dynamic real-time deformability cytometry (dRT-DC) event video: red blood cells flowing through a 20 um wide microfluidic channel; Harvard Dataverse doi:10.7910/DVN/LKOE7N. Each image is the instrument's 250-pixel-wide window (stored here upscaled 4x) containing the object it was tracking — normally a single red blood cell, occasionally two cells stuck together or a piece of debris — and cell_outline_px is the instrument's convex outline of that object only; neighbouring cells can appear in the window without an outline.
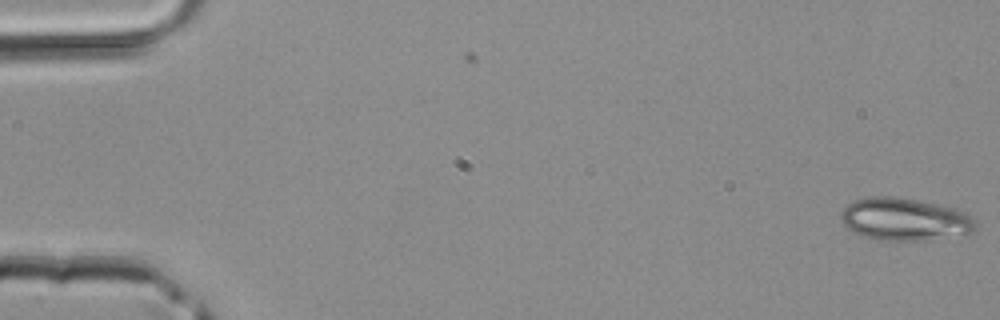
{"species": "common noctule bat (a hibernating species)", "species_latin": "Nyctalus noctula", "temperature_condition": "room temperature", "stored_images_in_passage": 4, "camera_frame_rate_fps": 3000, "um_per_image_px": 0.085, "animal": {"sex": "male", "body_mass_g": 20.4}, "frame": {"image": 1, "passage_image": 1, "time_ms": 0.0, "image_size_px": [1000, 320], "cell_outline_px": [[976, 228], [972, 232], [924, 240], [880, 240], [864, 236], [848, 228], [840, 220], [840, 212], [848, 204], [856, 200], [868, 196], [892, 196], [916, 200], [956, 208], [964, 212], [976, 224]], "centroid_in_image_um": [76.85, 18.62], "position_along_channel_um": 8.2, "area_um2": 32.89}}